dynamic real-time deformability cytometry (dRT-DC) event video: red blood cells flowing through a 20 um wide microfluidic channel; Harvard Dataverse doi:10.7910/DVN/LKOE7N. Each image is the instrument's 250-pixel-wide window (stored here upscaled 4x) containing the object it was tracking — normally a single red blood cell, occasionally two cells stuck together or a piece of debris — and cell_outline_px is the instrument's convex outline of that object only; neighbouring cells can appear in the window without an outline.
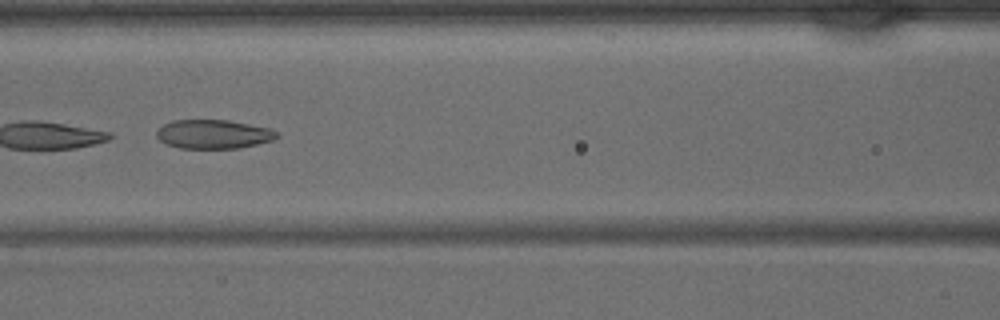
{"species": "common noctule bat (a hibernating species)", "species_latin": "Nyctalus noctula", "temperature_condition": "warm", "stored_images_in_passage": 41, "camera_frame_rate_fps": 3000, "um_per_image_px": 0.085, "animal": {"sex": "male", "body_mass_g": 15.6}, "frame": {"image": 1, "passage_image": 18, "time_ms": 5.667, "image_size_px": [1000, 320], "cell_outline_px": [[280, 136], [272, 140], [240, 148], [180, 148], [164, 144], [156, 136], [156, 132], [164, 124], [172, 120], [228, 120], [268, 128], [276, 132]], "centroid_in_image_um": [18.11, 11.41], "position_along_channel_um": 148.5, "area_um2": 20.17}}